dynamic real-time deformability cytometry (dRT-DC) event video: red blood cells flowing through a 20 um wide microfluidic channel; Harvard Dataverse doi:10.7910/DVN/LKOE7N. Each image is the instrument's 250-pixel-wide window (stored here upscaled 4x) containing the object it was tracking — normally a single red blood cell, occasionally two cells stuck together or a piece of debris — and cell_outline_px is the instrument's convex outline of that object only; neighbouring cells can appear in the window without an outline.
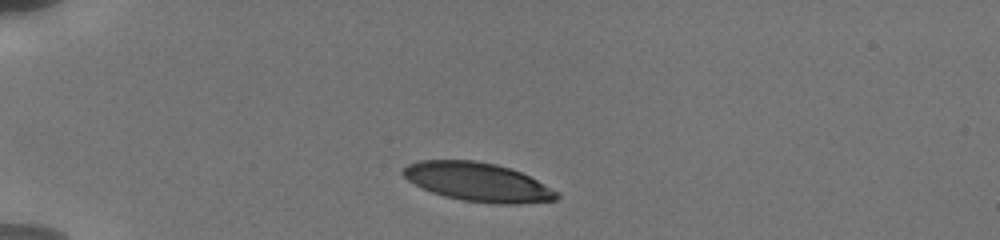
{"species": "human", "species_latin": "Homo sapiens", "temperature_condition": "cold", "stored_images_in_passage": 8, "camera_frame_rate_fps": 3000, "um_per_image_px": 0.085, "donor": {"sex": "male"}, "frame": {"image": 1, "passage_image": 1, "time_ms": 0.0, "image_size_px": [1000, 240], "cell_outline_px": [[560, 196], [556, 200], [516, 204], [496, 204], [460, 200], [444, 196], [432, 192], [408, 180], [400, 172], [408, 164], [420, 160], [476, 160], [496, 164], [520, 172], [560, 192]], "centroid_in_image_um": [40.62, 15.47], "position_along_channel_um": 44.4, "area_um2": 34.62}}